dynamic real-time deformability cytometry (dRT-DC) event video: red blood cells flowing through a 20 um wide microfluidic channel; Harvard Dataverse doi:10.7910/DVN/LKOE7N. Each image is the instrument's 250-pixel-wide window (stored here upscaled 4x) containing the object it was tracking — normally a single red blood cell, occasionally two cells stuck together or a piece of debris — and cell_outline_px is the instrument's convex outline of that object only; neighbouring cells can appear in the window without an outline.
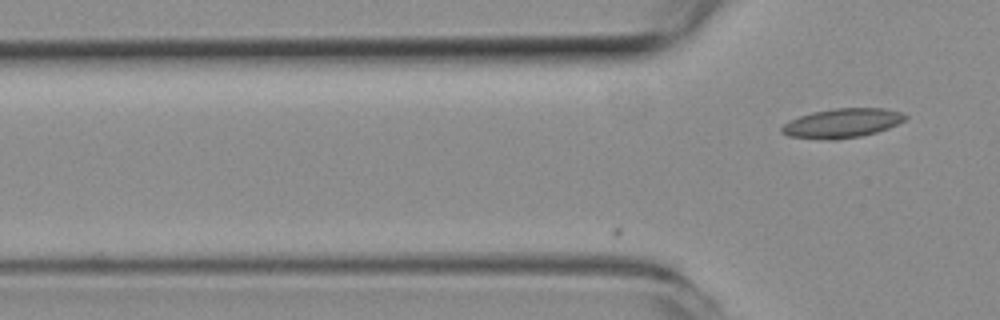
{"species": "common noctule bat (a hibernating species)", "species_latin": "Nyctalus noctula", "temperature_condition": "room temperature", "stored_images_in_passage": 5, "camera_frame_rate_fps": 3000, "um_per_image_px": 0.085, "animal": {"sex": "female", "body_mass_g": 19.3, "forearm_length_mm": 54.1}, "frame": {"image": 1, "passage_image": 5, "time_ms": 1.333, "image_size_px": [1000, 320], "cell_outline_px": [[908, 116], [904, 120], [888, 128], [876, 132], [860, 136], [836, 140], [828, 140], [788, 136], [780, 132], [780, 128], [784, 124], [800, 116], [812, 112], [832, 108], [884, 108], [900, 112]], "centroid_in_image_um": [71.56, 10.47], "position_along_channel_um": 54.2, "area_um2": 20.98}}